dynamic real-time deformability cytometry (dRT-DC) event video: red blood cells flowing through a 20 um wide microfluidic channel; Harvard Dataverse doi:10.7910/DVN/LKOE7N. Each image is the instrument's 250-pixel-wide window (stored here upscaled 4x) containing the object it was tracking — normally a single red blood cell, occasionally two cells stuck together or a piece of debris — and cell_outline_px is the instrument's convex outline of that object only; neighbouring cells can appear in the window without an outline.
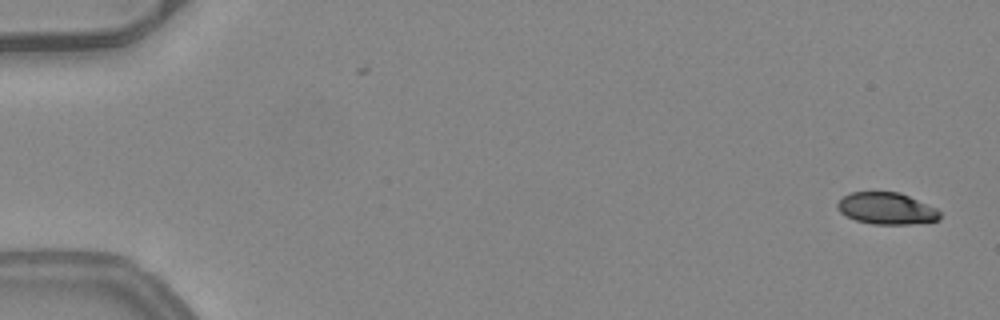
{"species": "common noctule bat (a hibernating species)", "species_latin": "Nyctalus noctula", "temperature_condition": "warm", "stored_images_in_passage": 51, "camera_frame_rate_fps": 3000, "um_per_image_px": 0.085, "animal": {"sex": "female", "body_mass_g": 24.6, "forearm_length_mm": 56.2}, "frame": {"image": 1, "passage_image": 1, "time_ms": 0.0, "image_size_px": [1000, 320], "cell_outline_px": [[940, 220], [908, 224], [872, 224], [856, 220], [840, 212], [836, 208], [836, 204], [844, 196], [852, 192], [900, 192], [936, 208], [940, 212]], "centroid_in_image_um": [75.35, 17.72], "position_along_channel_um": 9.6, "area_um2": 18.84}}
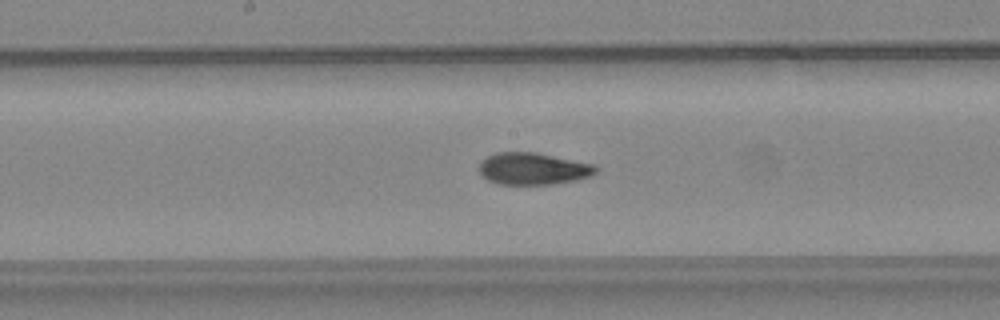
{"frame": {"image": 2, "passage_image": 27, "time_ms": 8.667, "image_size_px": [1000, 320], "cell_outline_px": [[600, 168], [592, 176], [576, 180], [552, 184], [496, 184], [488, 180], [476, 168], [480, 160], [496, 152], [536, 152], [596, 164]], "centroid_in_image_um": [45.32, 14.33], "position_along_channel_um": 202.9, "area_um2": 22.14}}
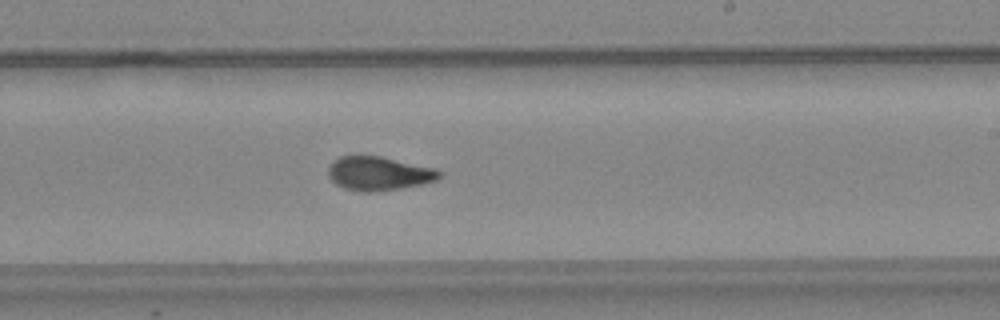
{"frame": {"image": 3, "passage_image": 31, "time_ms": 10.0, "image_size_px": [1000, 320], "cell_outline_px": [[444, 172], [436, 180], [420, 184], [400, 188], [372, 192], [364, 192], [344, 188], [336, 184], [328, 176], [328, 168], [332, 160], [340, 156], [380, 156], [436, 168]], "centroid_in_image_um": [32.19, 14.74], "position_along_channel_um": 256.8, "area_um2": 21.91}, "authors_computed_cell_mechanics": {"area_um2": 21.7906, "velocity_mm_per_s": 4.0616, "shape_relaxation_time_tau1_ms": 7.3985, "shape_relaxation_time_tau2_ms": 2.0146, "deformation_change_tau1": 0.2381, "deformation_change_tau2": 0.0554}}